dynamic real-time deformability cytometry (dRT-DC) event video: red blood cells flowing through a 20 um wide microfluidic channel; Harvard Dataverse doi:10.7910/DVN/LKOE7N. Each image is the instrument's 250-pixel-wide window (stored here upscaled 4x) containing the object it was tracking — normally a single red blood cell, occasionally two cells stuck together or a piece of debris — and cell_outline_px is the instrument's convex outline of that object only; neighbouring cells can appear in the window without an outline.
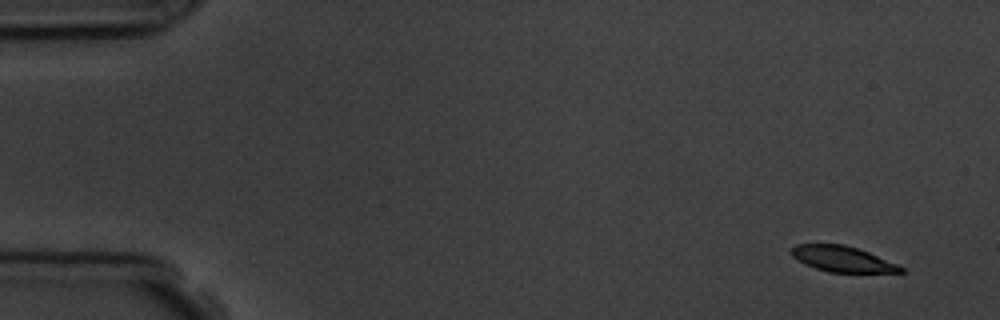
{"species": "common noctule bat (a hibernating species)", "species_latin": "Nyctalus noctula", "temperature_condition": "room temperature", "stored_images_in_passage": 4, "camera_frame_rate_fps": 3000, "um_per_image_px": 0.085, "animal": {"sex": "male", "body_mass_g": 19.5, "forearm_length_mm": 54.6}, "frame": {"image": 1, "passage_image": 1, "time_ms": 0.0, "image_size_px": [1000, 320], "cell_outline_px": [[904, 272], [828, 272], [804, 264], [792, 256], [792, 248], [796, 244], [844, 244], [868, 252], [896, 264], [904, 268]], "centroid_in_image_um": [71.57, 22.01], "position_along_channel_um": 13.4, "area_um2": 16.07}}